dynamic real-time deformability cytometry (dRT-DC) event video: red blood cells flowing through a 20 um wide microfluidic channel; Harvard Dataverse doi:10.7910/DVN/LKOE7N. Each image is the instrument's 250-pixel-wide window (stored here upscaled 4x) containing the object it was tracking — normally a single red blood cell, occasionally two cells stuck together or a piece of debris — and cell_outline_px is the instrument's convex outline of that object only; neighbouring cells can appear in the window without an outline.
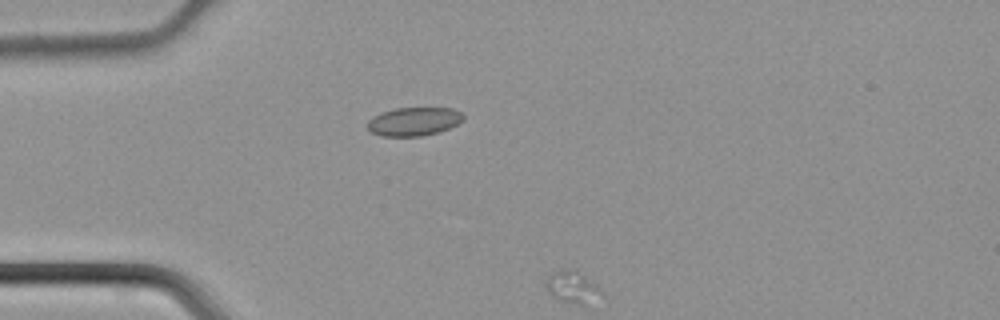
{"species": "common noctule bat (a hibernating species)", "species_latin": "Nyctalus noctula", "temperature_condition": "cold", "stored_images_in_passage": 2, "camera_frame_rate_fps": 3000, "um_per_image_px": 0.085, "animal": {"sex": "male", "body_mass_g": 21.5, "forearm_length_mm": 52.0}, "frame": {"image": 1, "passage_image": 1, "time_ms": 0.0, "image_size_px": [1000, 320], "cell_outline_px": [[464, 120], [440, 132], [420, 136], [380, 136], [372, 132], [368, 128], [368, 120], [372, 116], [396, 108], [452, 108], [460, 112], [464, 116]], "centroid_in_image_um": [35.18, 10.33], "position_along_channel_um": 49.8, "area_um2": 15.84}}